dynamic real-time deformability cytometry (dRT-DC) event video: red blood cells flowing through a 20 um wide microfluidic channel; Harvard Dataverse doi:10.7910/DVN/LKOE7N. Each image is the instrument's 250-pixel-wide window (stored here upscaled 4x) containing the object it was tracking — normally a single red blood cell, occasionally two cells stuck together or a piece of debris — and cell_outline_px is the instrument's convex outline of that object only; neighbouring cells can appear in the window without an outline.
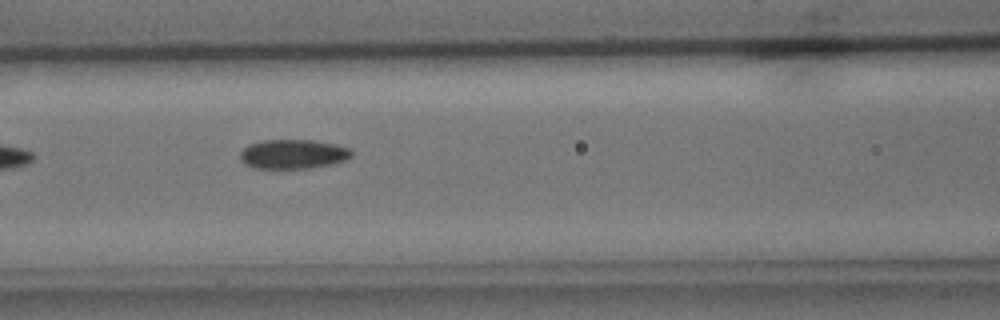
{"species": "common noctule bat (a hibernating species)", "species_latin": "Nyctalus noctula", "temperature_condition": "cold", "stored_images_in_passage": 8, "segment_of_instrument_passage": [1, 2], "camera_frame_rate_fps": 3000, "um_per_image_px": 0.085, "animal": {"sex": "male", "body_mass_g": 15.6}, "frame": {"image": 1, "passage_image": 6, "time_ms": 6.0, "image_size_px": [1000, 320], "cell_outline_px": [[352, 156], [344, 160], [332, 164], [312, 168], [256, 168], [244, 164], [240, 160], [240, 152], [248, 144], [264, 140], [312, 140], [336, 144], [352, 148]], "centroid_in_image_um": [24.92, 13.09], "position_along_channel_um": 141.7, "area_um2": 19.19}}
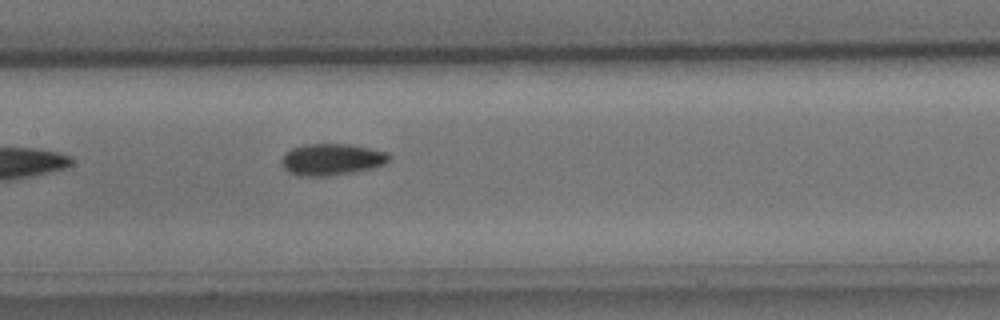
{"frame": {"image": 2, "passage_image": 7, "time_ms": 7.0, "image_size_px": [1000, 320], "cell_outline_px": [[392, 160], [384, 164], [372, 168], [352, 172], [328, 176], [296, 176], [288, 172], [280, 164], [280, 160], [284, 152], [292, 148], [304, 144], [352, 144], [372, 148], [388, 152], [392, 156]], "centroid_in_image_um": [28.19, 13.54], "position_along_channel_um": 179.2, "area_um2": 20.29}}